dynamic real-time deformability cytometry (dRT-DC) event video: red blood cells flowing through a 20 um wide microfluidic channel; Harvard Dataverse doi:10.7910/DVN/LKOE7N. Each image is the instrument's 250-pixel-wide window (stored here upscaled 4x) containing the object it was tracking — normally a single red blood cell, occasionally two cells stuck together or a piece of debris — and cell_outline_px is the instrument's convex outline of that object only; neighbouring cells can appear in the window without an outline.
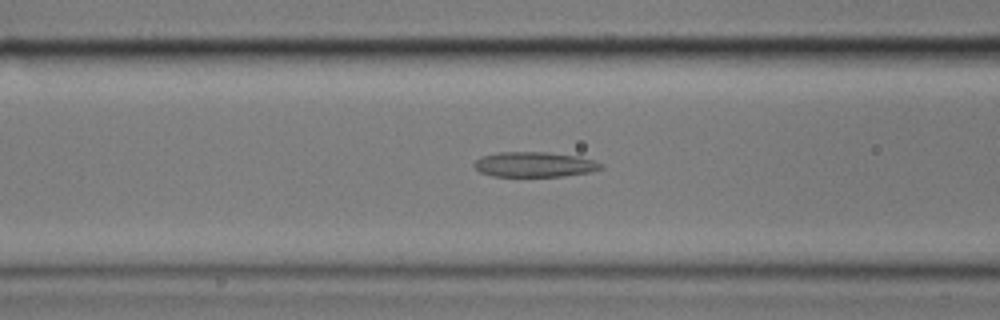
{"species": "common noctule bat (a hibernating species)", "species_latin": "Nyctalus noctula", "temperature_condition": "cold", "stored_images_in_passage": 40, "camera_frame_rate_fps": 3000, "um_per_image_px": 0.085, "animal": {"sex": "male", "body_mass_g": 17.9}, "frame": {"image": 1, "passage_image": 6, "time_ms": 1.667, "image_size_px": [1000, 320], "cell_outline_px": [[604, 168], [588, 172], [560, 176], [492, 176], [480, 172], [472, 164], [480, 156], [500, 152], [548, 152], [580, 156], [604, 164]], "centroid_in_image_um": [45.42, 13.97], "position_along_channel_um": 121.2, "area_um2": 18.55}}
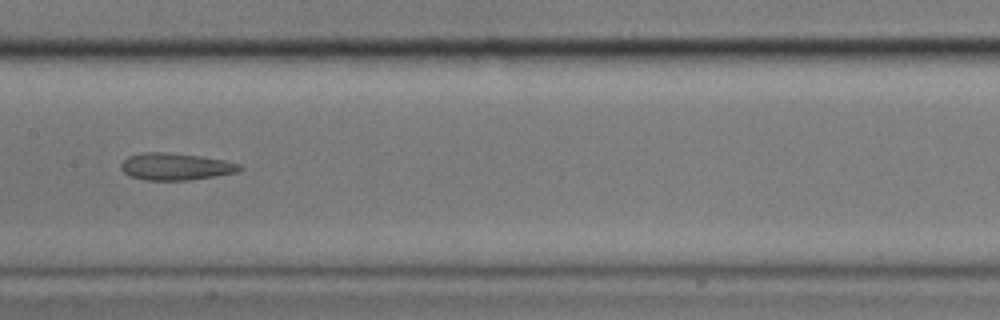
{"frame": {"image": 2, "passage_image": 12, "time_ms": 3.667, "image_size_px": [1000, 320], "cell_outline_px": [[244, 168], [236, 172], [188, 180], [144, 180], [128, 176], [120, 168], [120, 164], [128, 156], [144, 152], [164, 152], [200, 156], [224, 160], [240, 164]], "centroid_in_image_um": [14.89, 14.16], "position_along_channel_um": 192.5, "area_um2": 18.61}}
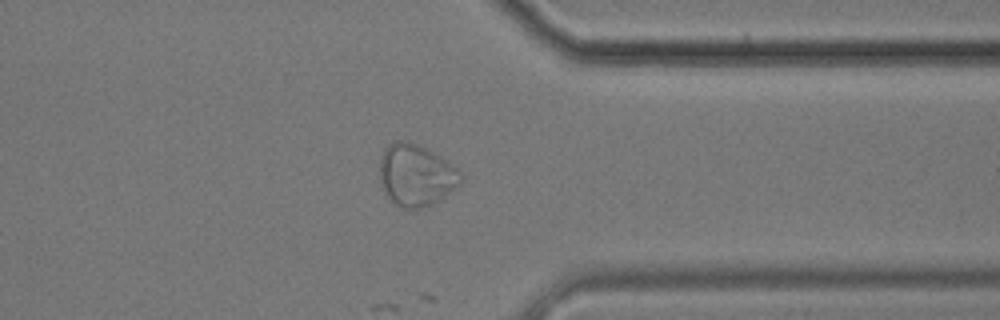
{"frame": {"image": 3, "passage_image": 28, "time_ms": 9.0, "image_size_px": [1000, 320], "cell_outline_px": [[464, 180], [456, 188], [440, 200], [420, 208], [404, 208], [396, 204], [388, 196], [380, 180], [380, 156], [384, 148], [392, 140], [404, 140], [416, 144], [448, 160], [464, 176]], "centroid_in_image_um": [35.38, 14.86], "position_along_channel_um": 376.0, "area_um2": 29.19}}